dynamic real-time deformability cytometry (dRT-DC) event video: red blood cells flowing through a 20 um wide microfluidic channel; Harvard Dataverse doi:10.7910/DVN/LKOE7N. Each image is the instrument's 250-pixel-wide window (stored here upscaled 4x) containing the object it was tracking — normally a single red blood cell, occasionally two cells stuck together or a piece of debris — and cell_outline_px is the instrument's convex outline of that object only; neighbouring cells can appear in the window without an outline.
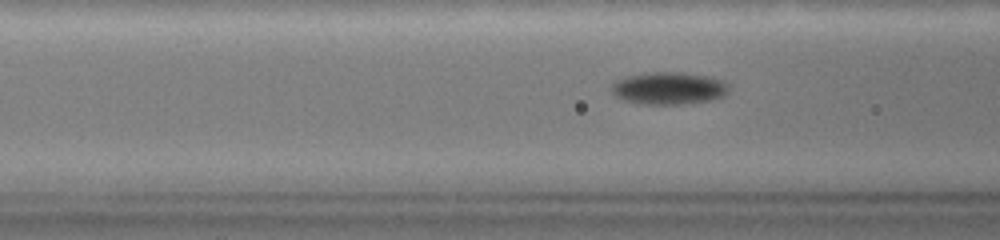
{"species": "common noctule bat (a hibernating species)", "species_latin": "Nyctalus noctula", "temperature_condition": "warm", "stored_images_in_passage": 76, "camera_frame_rate_fps": 3000, "um_per_image_px": 0.085, "animal": {"sex": "female", "body_mass_g": 19.0, "forearm_length_mm": 51.5}, "frame": {"image": 1, "passage_image": 30, "time_ms": 9.667, "image_size_px": [1000, 240], "cell_outline_px": [[728, 92], [724, 96], [708, 100], [684, 104], [640, 104], [624, 100], [616, 96], [612, 92], [612, 84], [616, 80], [624, 76], [652, 72], [684, 72], [708, 76], [724, 80], [728, 84]], "centroid_in_image_um": [56.85, 7.49], "position_along_channel_um": 109.8, "area_um2": 22.25}}
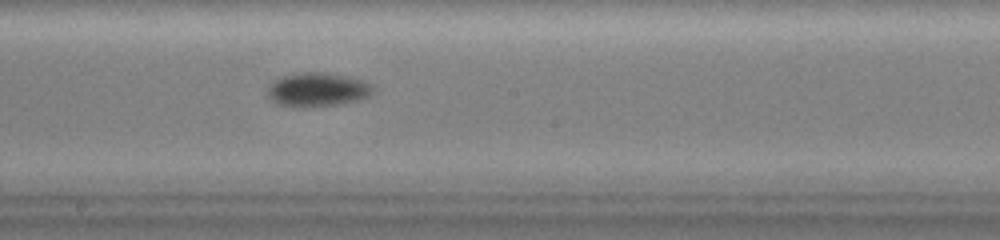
{"frame": {"image": 2, "passage_image": 43, "time_ms": 14.0, "image_size_px": [1000, 240], "cell_outline_px": [[372, 96], [360, 100], [336, 104], [276, 104], [268, 96], [268, 88], [276, 80], [284, 76], [304, 72], [324, 72], [344, 76], [360, 80], [372, 84]], "centroid_in_image_um": [27.05, 7.58], "position_along_channel_um": 221.2, "area_um2": 19.77}}
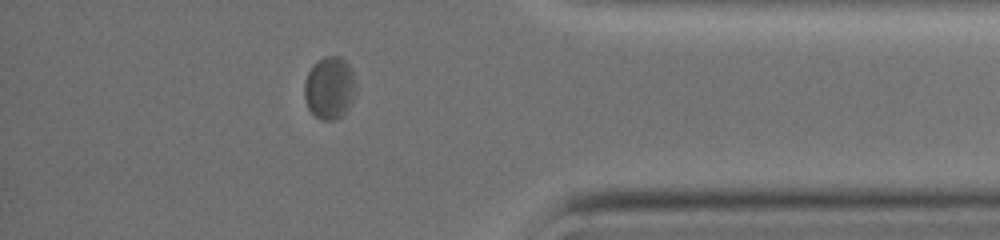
{"frame": {"image": 3, "passage_image": 66, "time_ms": 21.667, "image_size_px": [1000, 240], "cell_outline_px": [[356, 88], [352, 100], [348, 108], [336, 120], [324, 120], [316, 116], [308, 108], [304, 96], [304, 84], [308, 72], [316, 60], [324, 56], [340, 56], [352, 68]], "centroid_in_image_um": [28.01, 7.44], "position_along_channel_um": 407.2, "area_um2": 18.73}}